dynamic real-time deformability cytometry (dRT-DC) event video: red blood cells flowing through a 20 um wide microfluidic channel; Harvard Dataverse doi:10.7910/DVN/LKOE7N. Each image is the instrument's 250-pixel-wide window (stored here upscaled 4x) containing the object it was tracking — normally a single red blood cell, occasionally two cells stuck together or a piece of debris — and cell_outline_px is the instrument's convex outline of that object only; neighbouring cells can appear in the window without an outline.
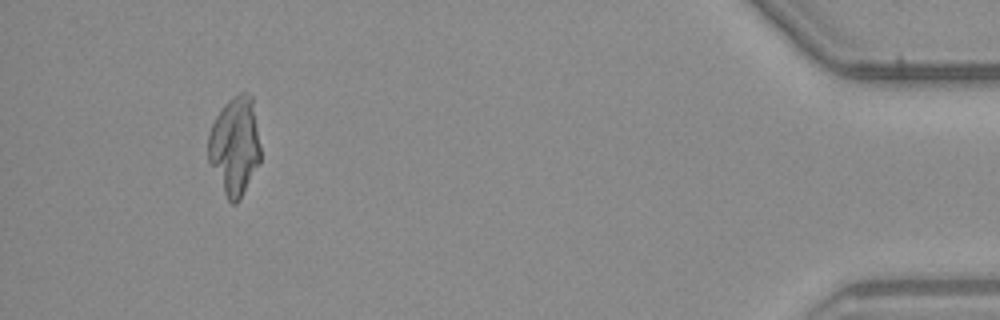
{"species": "common noctule bat (a hibernating species)", "species_latin": "Nyctalus noctula", "temperature_condition": "warm", "stored_images_in_passage": 47, "camera_frame_rate_fps": 3000, "um_per_image_px": 0.085, "animal": {"sex": "male", "body_mass_g": 23.1, "forearm_length_mm": 52.7}, "frame": {"image": 1, "passage_image": 43, "time_ms": 14.0, "image_size_px": [1000, 320], "cell_outline_px": [[260, 160], [240, 200], [236, 204], [232, 204], [228, 200], [208, 160], [208, 132], [216, 116], [224, 104], [232, 96], [240, 92], [248, 92], [252, 96], [260, 148]], "centroid_in_image_um": [19.94, 12.37], "position_along_channel_um": 415.3, "area_um2": 29.77}}